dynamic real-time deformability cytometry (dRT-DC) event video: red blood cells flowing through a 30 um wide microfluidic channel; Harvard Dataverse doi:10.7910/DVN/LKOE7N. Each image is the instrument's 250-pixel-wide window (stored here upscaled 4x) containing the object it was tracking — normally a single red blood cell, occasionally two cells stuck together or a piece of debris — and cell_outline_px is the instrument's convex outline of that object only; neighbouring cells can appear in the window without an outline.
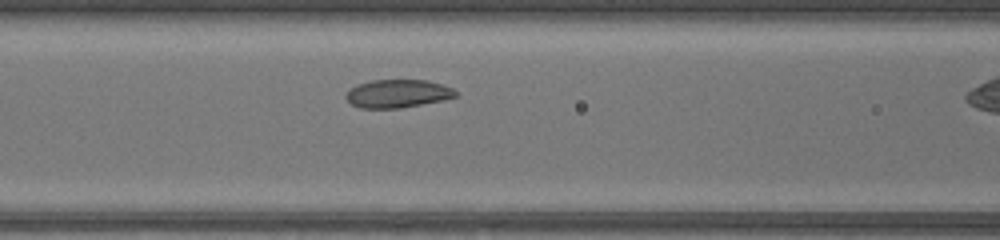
{"species": "common noctule bat (a hibernating species)", "species_latin": "Nyctalus noctula", "temperature_condition": "warm", "stored_images_in_passage": 14, "camera_frame_rate_fps": 3000, "um_per_image_px": 0.085, "animal": {"sex": "female", "body_mass_g": 17.0, "forearm_length_mm": 48.0}, "frame": {"image": 1, "passage_image": 10, "time_ms": 3.0, "image_size_px": [1000, 240], "cell_outline_px": [[456, 96], [444, 100], [400, 108], [360, 108], [352, 104], [344, 96], [356, 84], [372, 80], [428, 80], [452, 88], [456, 92]], "centroid_in_image_um": [33.79, 7.95], "position_along_channel_um": 132.8, "area_um2": 17.86}}